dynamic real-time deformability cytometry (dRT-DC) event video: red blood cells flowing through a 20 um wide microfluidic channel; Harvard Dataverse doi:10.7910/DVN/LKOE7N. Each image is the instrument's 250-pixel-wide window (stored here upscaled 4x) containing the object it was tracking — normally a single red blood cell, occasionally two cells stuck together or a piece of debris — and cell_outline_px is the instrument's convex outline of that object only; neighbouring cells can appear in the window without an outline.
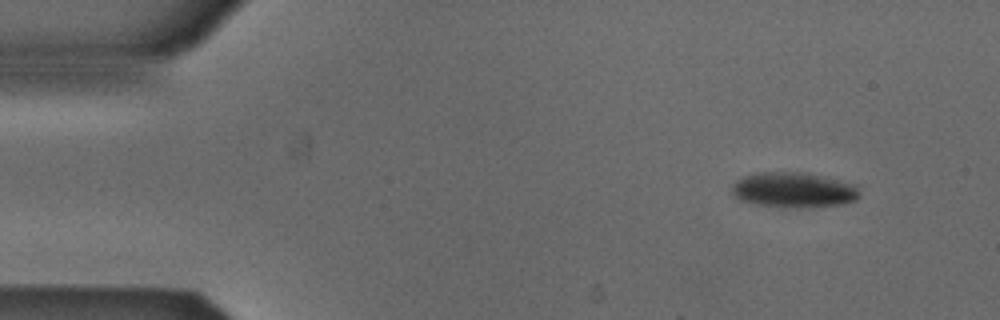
{"species": "Egyptian fruit bat (a non-hibernating species)", "species_latin": "Rousettus aegyptiacus", "temperature_condition": "cold", "stored_images_in_passage": 4, "camera_frame_rate_fps": 3000, "um_per_image_px": 0.085, "animal": {"sex": "male"}, "frame": {"image": 1, "passage_image": 1, "time_ms": 0.0, "image_size_px": [1000, 320], "cell_outline_px": [[860, 196], [856, 200], [844, 204], [756, 204], [740, 200], [732, 192], [732, 184], [736, 180], [744, 176], [756, 172], [808, 172], [856, 184], [860, 192]], "centroid_in_image_um": [67.47, 16.07], "position_along_channel_um": 17.5, "area_um2": 25.2}}
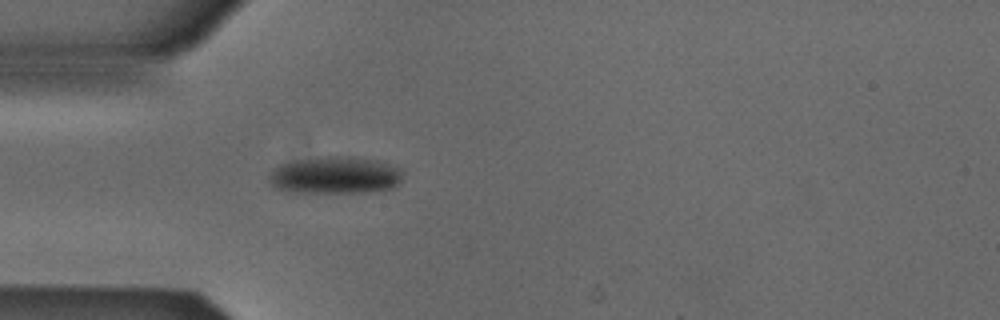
{"frame": {"image": 2, "passage_image": 4, "time_ms": 1.0, "image_size_px": [1000, 320], "cell_outline_px": [[400, 180], [396, 184], [388, 188], [364, 192], [288, 192], [276, 188], [268, 180], [268, 176], [272, 168], [280, 164], [292, 160], [328, 156], [348, 156], [376, 160], [400, 168]], "centroid_in_image_um": [28.38, 14.88], "position_along_channel_um": 56.6, "area_um2": 28.84}}